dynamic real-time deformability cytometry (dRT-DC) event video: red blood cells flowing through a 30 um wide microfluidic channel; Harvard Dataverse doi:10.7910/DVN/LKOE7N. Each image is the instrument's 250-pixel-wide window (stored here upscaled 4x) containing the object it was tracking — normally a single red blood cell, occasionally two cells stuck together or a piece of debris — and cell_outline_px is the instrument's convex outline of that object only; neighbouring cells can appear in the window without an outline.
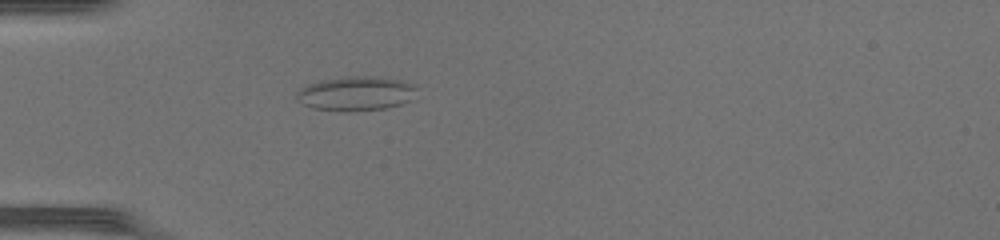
{"species": "common noctule bat (a hibernating species)", "species_latin": "Nyctalus noctula", "temperature_condition": "warm", "stored_images_in_passage": 36, "camera_frame_rate_fps": 3000, "um_per_image_px": 0.085, "animal": {"sex": "female", "body_mass_g": 17.0, "forearm_length_mm": 48.0}, "frame": {"image": 1, "passage_image": 3, "time_ms": 0.667, "image_size_px": [1000, 240], "cell_outline_px": [[416, 100], [384, 108], [348, 112], [344, 112], [312, 108], [304, 104], [296, 96], [296, 92], [300, 88], [308, 84], [324, 80], [348, 76], [376, 76], [400, 80], [416, 84]], "centroid_in_image_um": [30.32, 7.95], "position_along_channel_um": 54.7, "area_um2": 24.28}}
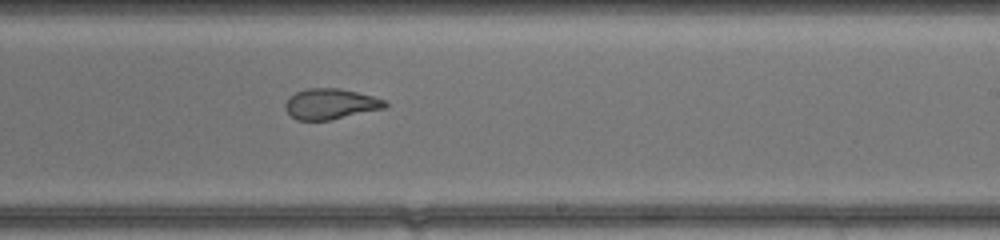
{"frame": {"image": 2, "passage_image": 18, "time_ms": 5.667, "image_size_px": [1000, 240], "cell_outline_px": [[388, 104], [384, 108], [332, 120], [296, 120], [284, 108], [284, 104], [296, 92], [308, 88], [340, 88], [372, 96], [384, 100]], "centroid_in_image_um": [28.09, 8.84], "position_along_channel_um": 260.9, "area_um2": 17.63}}
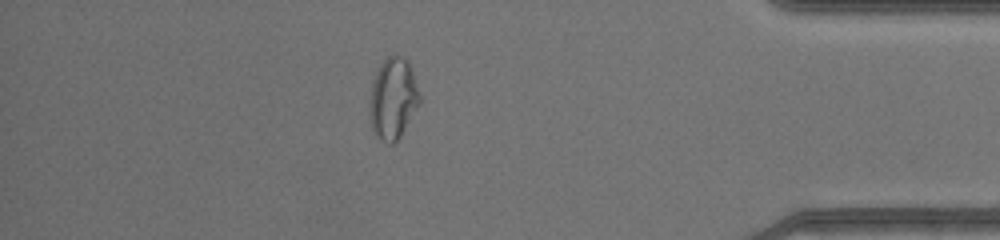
{"frame": {"image": 3, "passage_image": 30, "time_ms": 9.667, "image_size_px": [1000, 240], "cell_outline_px": [[420, 104], [400, 136], [392, 144], [388, 144], [380, 140], [372, 128], [368, 112], [368, 104], [372, 80], [380, 64], [388, 56], [404, 56], [408, 60], [412, 68], [420, 96]], "centroid_in_image_um": [33.39, 8.36], "position_along_channel_um": 401.8, "area_um2": 23.99}, "authors_computed_cell_mechanics": {"area_um2": 20.1144, "velocity_mm_per_s": 4.3623, "shape_relaxation_time_tau1_ms": null, "shape_relaxation_time_tau2_ms": 1.3717, "deformation_change_tau1": null, "deformation_change_tau2": 0.0817}}